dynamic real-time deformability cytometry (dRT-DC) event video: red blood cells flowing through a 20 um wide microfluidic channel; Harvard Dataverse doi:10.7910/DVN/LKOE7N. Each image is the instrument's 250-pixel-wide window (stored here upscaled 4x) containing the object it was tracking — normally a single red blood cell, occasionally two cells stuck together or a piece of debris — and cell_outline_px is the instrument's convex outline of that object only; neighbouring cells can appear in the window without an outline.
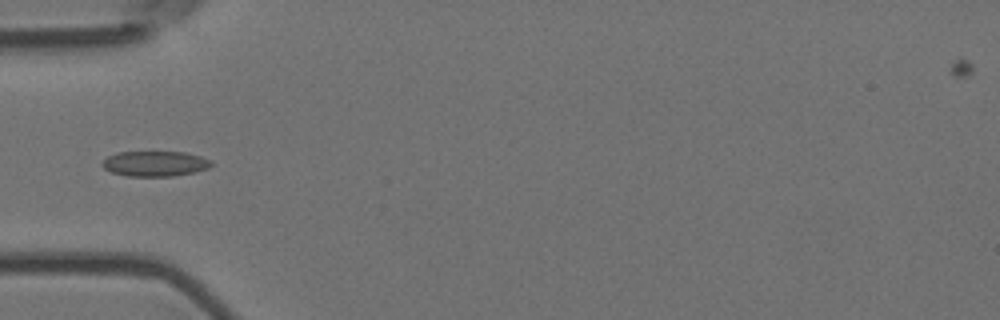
{"species": "Egyptian fruit bat (a non-hibernating species)", "species_latin": "Rousettus aegyptiacus", "temperature_condition": "room temperature", "stored_images_in_passage": 5, "camera_frame_rate_fps": 3000, "um_per_image_px": 0.085, "animal": {"sex": "female"}, "frame": {"image": 1, "passage_image": 5, "time_ms": 1.333, "image_size_px": [1000, 320], "cell_outline_px": [[212, 164], [208, 168], [192, 172], [172, 176], [128, 176], [112, 172], [104, 168], [100, 164], [108, 156], [116, 152], [184, 152], [200, 156], [212, 160]], "centroid_in_image_um": [13.16, 13.9], "position_along_channel_um": 71.8, "area_um2": 15.95}}